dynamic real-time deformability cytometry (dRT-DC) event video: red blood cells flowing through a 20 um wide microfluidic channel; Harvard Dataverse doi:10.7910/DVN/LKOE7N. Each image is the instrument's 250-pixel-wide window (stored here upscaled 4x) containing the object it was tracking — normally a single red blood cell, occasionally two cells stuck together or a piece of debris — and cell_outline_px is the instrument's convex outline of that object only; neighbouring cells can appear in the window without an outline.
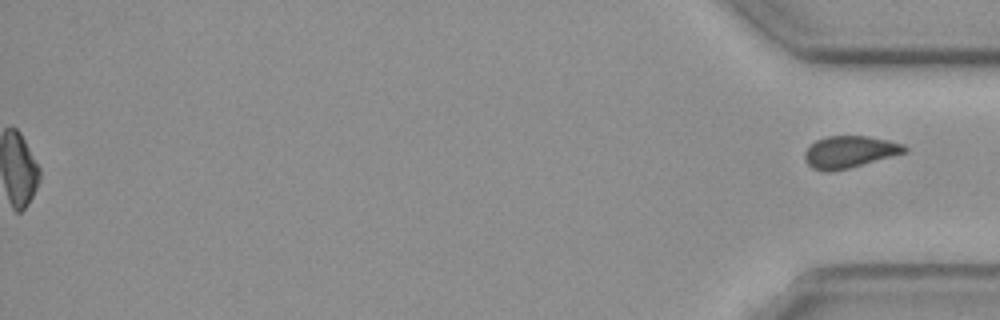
{"species": "common noctule bat (a hibernating species)", "species_latin": "Nyctalus noctula", "temperature_condition": "cold", "stored_images_in_passage": 55, "segment_of_instrument_passage": [2, 2], "camera_frame_rate_fps": 3000, "um_per_image_px": 0.085, "animal": {"sex": "female", "body_mass_g": 19.3, "forearm_length_mm": 54.1}, "frame": {"image": 1, "passage_image": 55, "time_ms": 18.0, "image_size_px": [1000, 320], "cell_outline_px": [[908, 152], [848, 168], [812, 168], [804, 160], [804, 152], [816, 140], [824, 136], [868, 136], [888, 140], [904, 144], [908, 148]], "centroid_in_image_um": [72.27, 12.86], "position_along_channel_um": 362.9, "area_um2": 18.09}}